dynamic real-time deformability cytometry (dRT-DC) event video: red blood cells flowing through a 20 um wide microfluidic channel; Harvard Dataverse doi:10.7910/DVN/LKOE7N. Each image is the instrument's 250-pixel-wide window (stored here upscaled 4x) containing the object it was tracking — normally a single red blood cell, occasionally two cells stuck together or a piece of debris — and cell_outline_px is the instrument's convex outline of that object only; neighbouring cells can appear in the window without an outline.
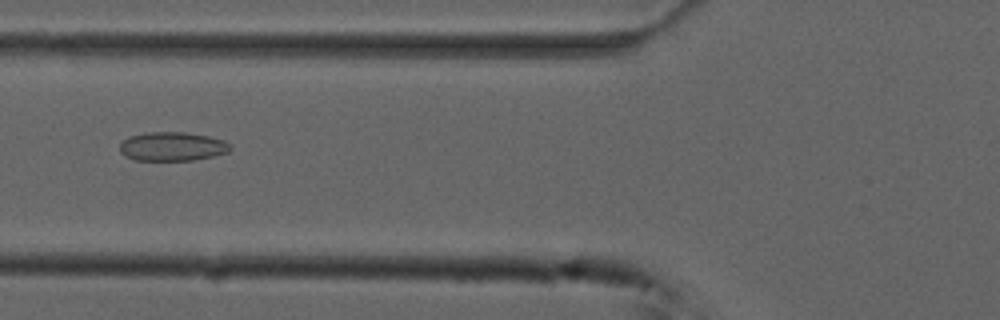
{"species": "common noctule bat (a hibernating species)", "species_latin": "Nyctalus noctula", "temperature_condition": "cold", "stored_images_in_passage": 55, "camera_frame_rate_fps": 3000, "um_per_image_px": 0.085, "animal": {"sex": "male", "forearm_length_mm": 52.5}, "frame": {"image": 1, "passage_image": 21, "time_ms": 6.667, "image_size_px": [1000, 320], "cell_outline_px": [[232, 148], [228, 152], [212, 156], [192, 160], [136, 160], [124, 156], [120, 152], [120, 140], [128, 136], [144, 132], [184, 132], [208, 136], [224, 140], [232, 144]], "centroid_in_image_um": [14.62, 12.44], "position_along_channel_um": 111.2, "area_um2": 18.84}}
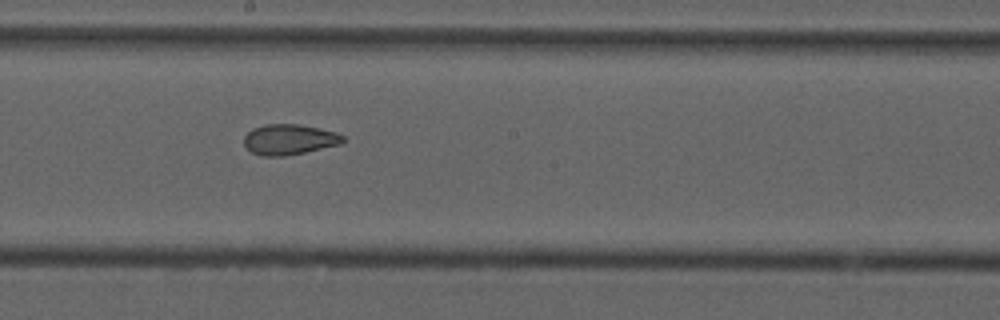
{"frame": {"image": 2, "passage_image": 30, "time_ms": 9.667, "image_size_px": [1000, 320], "cell_outline_px": [[344, 140], [340, 144], [304, 152], [284, 156], [264, 156], [252, 152], [244, 144], [244, 136], [252, 128], [268, 124], [300, 124], [320, 128], [336, 132], [344, 136]], "centroid_in_image_um": [24.58, 11.84], "position_along_channel_um": 223.6, "area_um2": 17.46}}
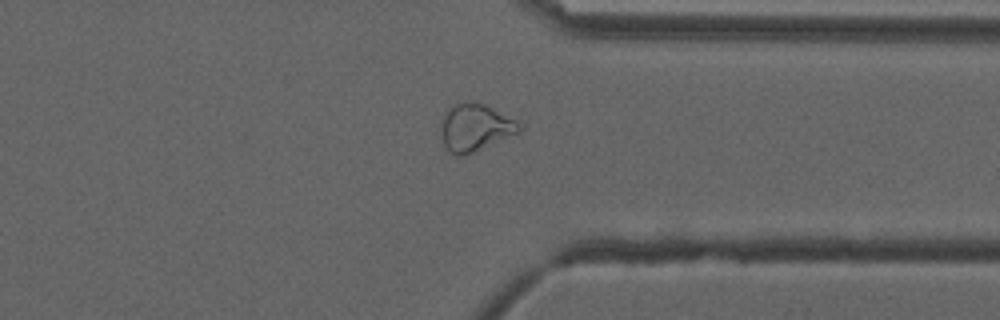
{"frame": {"image": 3, "passage_image": 42, "time_ms": 13.667, "image_size_px": [1000, 320], "cell_outline_px": [[524, 128], [520, 132], [472, 152], [460, 156], [456, 156], [444, 144], [444, 116], [448, 108], [464, 100], [484, 104], [516, 120]], "centroid_in_image_um": [40.45, 10.81], "position_along_channel_um": 370.9, "area_um2": 20.81}, "authors_computed_cell_mechanics": {"area_um2": 21.9062, "velocity_mm_per_s": 3.7397, "shape_relaxation_time_tau1_ms": null, "shape_relaxation_time_tau2_ms": 3.0863, "deformation_change_tau1": null, "deformation_change_tau2": 0.0704}}